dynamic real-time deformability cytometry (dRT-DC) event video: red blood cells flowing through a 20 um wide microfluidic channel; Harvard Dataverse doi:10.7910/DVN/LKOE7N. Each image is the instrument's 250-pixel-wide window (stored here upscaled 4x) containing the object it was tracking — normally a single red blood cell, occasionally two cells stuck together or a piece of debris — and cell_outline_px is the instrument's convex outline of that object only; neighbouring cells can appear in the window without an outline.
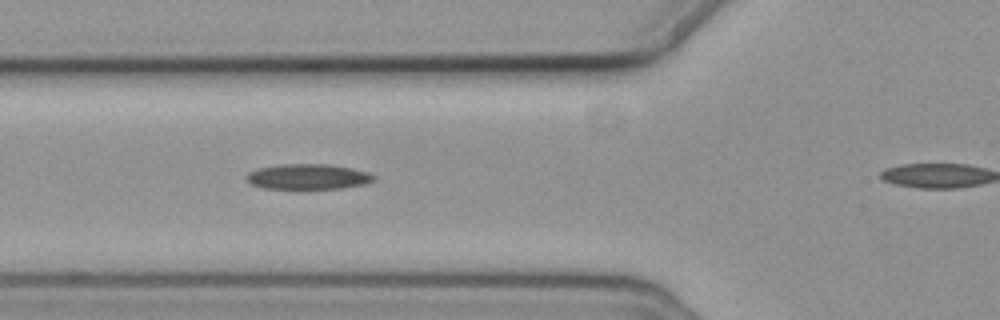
{"species": "common noctule bat (a hibernating species)", "species_latin": "Nyctalus noctula", "temperature_condition": "cold", "stored_images_in_passage": 7, "segment_of_instrument_passage": [1, 2], "camera_frame_rate_fps": 3000, "um_per_image_px": 0.085, "animal": {"sex": "female", "body_mass_g": 19.3, "forearm_length_mm": 54.1}, "frame": {"image": 1, "passage_image": 6, "time_ms": 5.667, "image_size_px": [1000, 320], "cell_outline_px": [[376, 180], [364, 184], [340, 188], [264, 188], [252, 184], [244, 176], [248, 172], [260, 168], [280, 164], [328, 164], [352, 168], [368, 172], [376, 176]], "centroid_in_image_um": [26.21, 15.0], "position_along_channel_um": 99.6, "area_um2": 18.67}}